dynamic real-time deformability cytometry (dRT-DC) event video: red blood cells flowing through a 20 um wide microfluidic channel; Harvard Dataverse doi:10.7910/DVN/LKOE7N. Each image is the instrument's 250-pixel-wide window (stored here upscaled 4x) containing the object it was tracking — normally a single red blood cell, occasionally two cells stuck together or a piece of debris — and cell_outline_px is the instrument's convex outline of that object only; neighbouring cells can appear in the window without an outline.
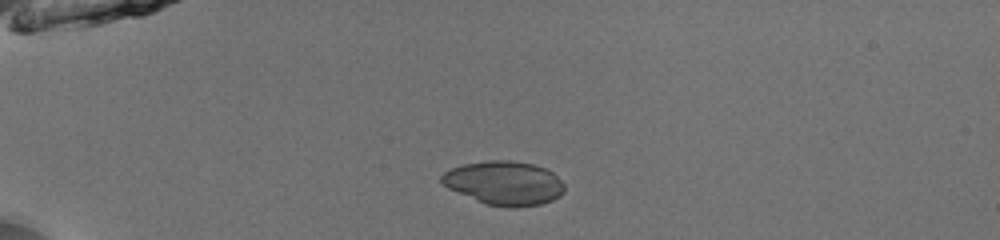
{"species": "common noctule bat (a hibernating species)", "species_latin": "Nyctalus noctula", "temperature_condition": "room temperature", "stored_images_in_passage": 32, "camera_frame_rate_fps": 3000, "um_per_image_px": 0.085, "animal": {"sex": "male", "body_mass_g": 13.0, "forearm_length_mm": 53.1}, "frame": {"image": 1, "passage_image": 15, "time_ms": 4.667, "image_size_px": [1000, 240], "cell_outline_px": [[564, 192], [560, 196], [552, 200], [540, 204], [516, 208], [504, 208], [484, 204], [448, 188], [440, 180], [440, 176], [444, 172], [452, 168], [464, 164], [488, 160], [512, 160], [532, 164], [544, 168], [552, 172], [564, 184]], "centroid_in_image_um": [42.85, 15.57], "position_along_channel_um": 42.1, "area_um2": 31.56}}